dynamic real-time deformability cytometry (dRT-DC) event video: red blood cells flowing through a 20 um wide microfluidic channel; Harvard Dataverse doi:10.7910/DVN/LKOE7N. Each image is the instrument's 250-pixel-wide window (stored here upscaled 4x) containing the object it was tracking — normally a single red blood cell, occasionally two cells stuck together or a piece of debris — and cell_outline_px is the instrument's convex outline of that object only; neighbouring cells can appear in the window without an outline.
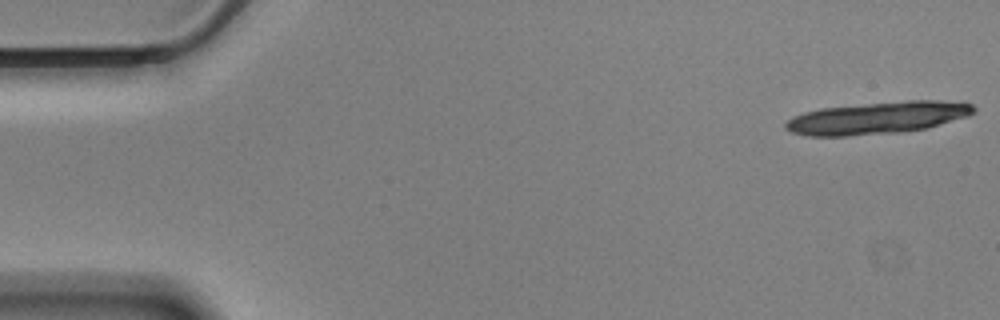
{"species": "Egyptian fruit bat (a non-hibernating species)", "species_latin": "Rousettus aegyptiacus", "temperature_condition": "cold", "stored_images_in_passage": 20, "camera_frame_rate_fps": 3000, "um_per_image_px": 0.085, "animal": {"sex": "male"}, "frame": {"image": 1, "passage_image": 1, "time_ms": 0.0, "image_size_px": [1000, 320], "cell_outline_px": [[976, 112], [968, 116], [924, 128], [896, 132], [844, 136], [808, 136], [792, 132], [784, 128], [784, 124], [788, 120], [804, 112], [820, 108], [908, 100], [940, 100], [972, 104], [976, 108]], "centroid_in_image_um": [74.58, 10.01], "position_along_channel_um": 10.4, "area_um2": 34.85}}
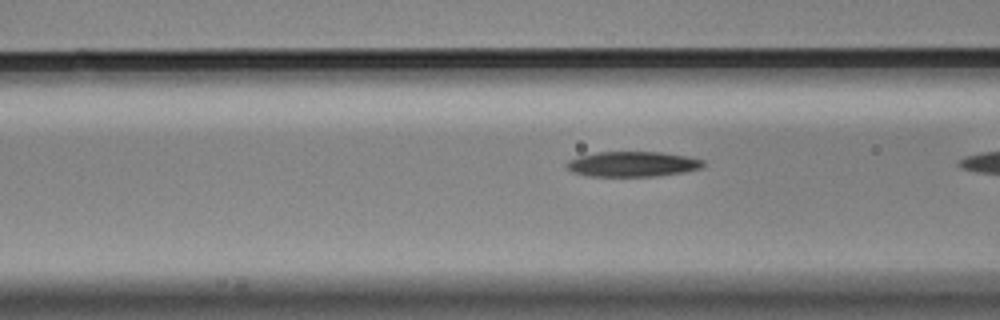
{"frame": {"image": 2, "passage_image": 19, "time_ms": 6.0, "image_size_px": [1000, 320], "cell_outline_px": [[704, 164], [700, 168], [684, 172], [656, 176], [588, 176], [572, 172], [564, 164], [568, 160], [576, 156], [596, 152], [660, 152], [688, 156], [704, 160]], "centroid_in_image_um": [53.73, 13.94], "position_along_channel_um": 112.9, "area_um2": 20.17}}